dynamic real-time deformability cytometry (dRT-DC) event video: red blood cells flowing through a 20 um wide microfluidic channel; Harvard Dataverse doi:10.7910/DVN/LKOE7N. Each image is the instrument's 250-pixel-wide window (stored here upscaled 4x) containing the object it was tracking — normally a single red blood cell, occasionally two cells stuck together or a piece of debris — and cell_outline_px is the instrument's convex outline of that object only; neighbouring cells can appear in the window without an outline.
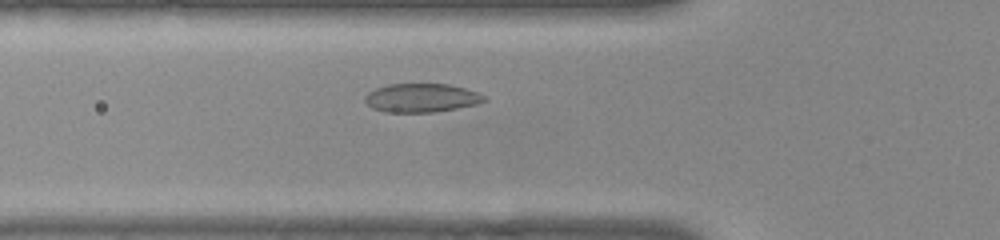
{"species": "common noctule bat (a hibernating species)", "species_latin": "Nyctalus noctula", "temperature_condition": "warm", "stored_images_in_passage": 45, "camera_frame_rate_fps": 3000, "um_per_image_px": 0.085, "animal": {"sex": "female", "body_mass_g": 22.0, "forearm_length_mm": 56.7}, "frame": {"image": 1, "passage_image": 10, "time_ms": 3.0, "image_size_px": [1000, 240], "cell_outline_px": [[488, 100], [476, 104], [456, 108], [432, 112], [384, 112], [372, 108], [364, 100], [364, 96], [368, 92], [376, 88], [388, 84], [448, 84], [480, 92], [488, 96]], "centroid_in_image_um": [35.85, 8.31], "position_along_channel_um": 90.0, "area_um2": 20.06}}
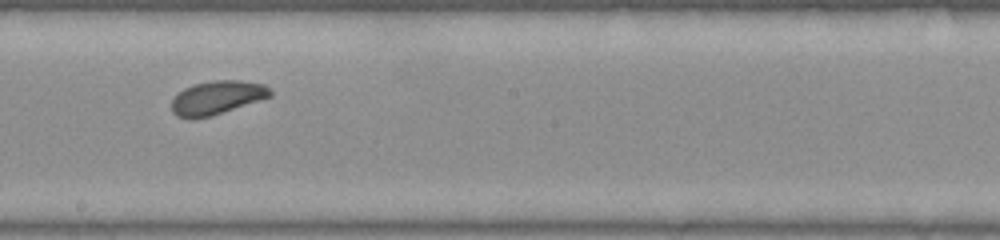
{"frame": {"image": 2, "passage_image": 21, "time_ms": 6.667, "image_size_px": [1000, 240], "cell_outline_px": [[272, 96], [208, 116], [176, 116], [172, 112], [172, 100], [184, 88], [192, 84], [216, 80], [240, 80], [264, 84], [272, 92]], "centroid_in_image_um": [18.46, 8.25], "position_along_channel_um": 229.7, "area_um2": 18.61}}
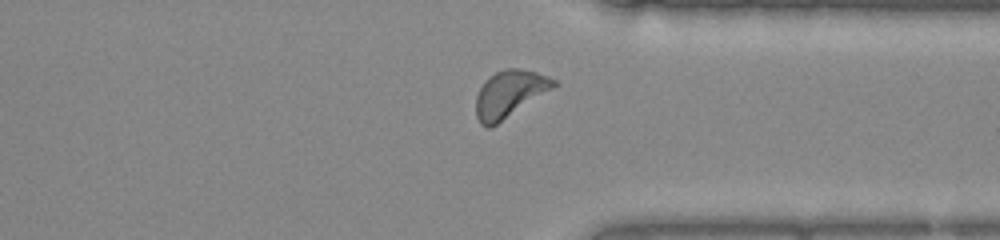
{"frame": {"image": 3, "passage_image": 32, "time_ms": 10.333, "image_size_px": [1000, 240], "cell_outline_px": [[560, 84], [492, 128], [484, 128], [480, 124], [476, 116], [476, 96], [484, 80], [488, 76], [496, 72], [508, 68], [516, 68], [536, 72], [548, 76], [556, 80]], "centroid_in_image_um": [43.31, 8.0], "position_along_channel_um": 368.1, "area_um2": 21.56}, "authors_computed_cell_mechanics": {"area_um2": 19.9988, "velocity_mm_per_s": 3.8162, "shape_relaxation_time_tau1_ms": 2.1541, "shape_relaxation_time_tau2_ms": null, "deformation_change_tau1": 0.1028, "deformation_change_tau2": null}}